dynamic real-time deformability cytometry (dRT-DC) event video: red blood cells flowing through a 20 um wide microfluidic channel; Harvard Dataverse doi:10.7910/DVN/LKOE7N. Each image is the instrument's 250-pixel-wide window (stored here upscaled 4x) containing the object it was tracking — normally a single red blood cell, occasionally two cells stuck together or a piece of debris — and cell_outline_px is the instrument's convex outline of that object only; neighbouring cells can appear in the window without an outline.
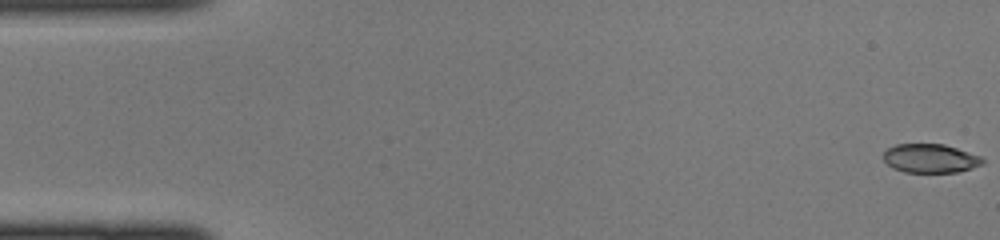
{"species": "common noctule bat (a hibernating species)", "species_latin": "Nyctalus noctula", "temperature_condition": "cold", "stored_images_in_passage": 45, "camera_frame_rate_fps": 3000, "um_per_image_px": 0.085, "animal": {"sex": "female", "body_mass_g": 22.0, "forearm_length_mm": 56.7}, "frame": {"image": 1, "passage_image": 1, "time_ms": 0.0, "image_size_px": [1000, 240], "cell_outline_px": [[984, 164], [972, 168], [956, 172], [904, 172], [892, 168], [884, 160], [884, 152], [888, 148], [896, 144], [944, 144], [980, 156], [984, 160]], "centroid_in_image_um": [79.07, 13.46], "position_along_channel_um": 5.9, "area_um2": 16.59}}
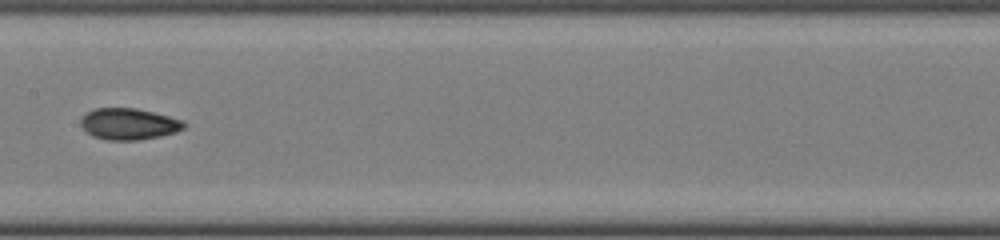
{"frame": {"image": 2, "passage_image": 23, "time_ms": 7.333, "image_size_px": [1000, 240], "cell_outline_px": [[188, 124], [184, 128], [176, 132], [160, 136], [136, 140], [108, 140], [92, 136], [80, 124], [80, 120], [88, 112], [96, 108], [136, 108], [184, 120]], "centroid_in_image_um": [10.98, 10.54], "position_along_channel_um": 196.4, "area_um2": 18.79}}
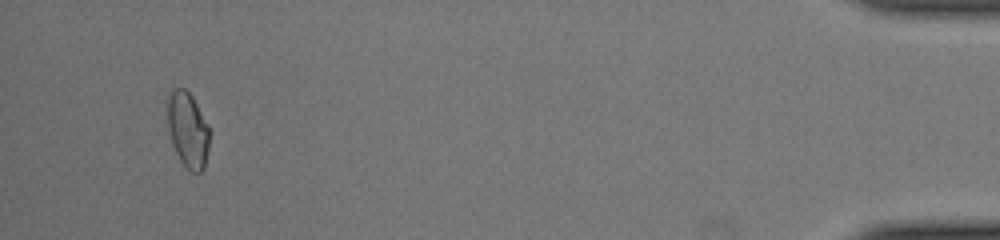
{"frame": {"image": 3, "passage_image": 43, "time_ms": 14.0, "image_size_px": [1000, 240], "cell_outline_px": [[208, 148], [204, 168], [200, 172], [188, 172], [180, 160], [172, 144], [168, 128], [164, 100], [176, 88], [184, 88], [192, 96], [208, 128]], "centroid_in_image_um": [15.9, 11.03], "position_along_channel_um": 419.3, "area_um2": 18.5}}